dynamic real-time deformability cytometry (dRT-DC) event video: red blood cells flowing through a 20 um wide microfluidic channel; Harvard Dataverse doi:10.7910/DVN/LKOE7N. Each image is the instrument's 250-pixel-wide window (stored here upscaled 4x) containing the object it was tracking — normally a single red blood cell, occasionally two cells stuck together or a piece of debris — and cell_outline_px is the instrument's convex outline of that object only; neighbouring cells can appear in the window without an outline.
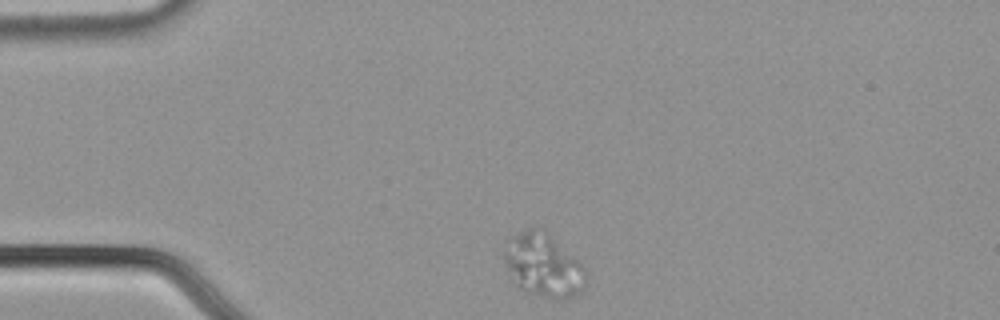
{"species": "common noctule bat (a hibernating species)", "species_latin": "Nyctalus noctula", "temperature_condition": "cold", "stored_images_in_passage": 46, "camera_frame_rate_fps": 3000, "um_per_image_px": 0.085, "animal": {"sex": "male", "body_mass_g": 21.5, "forearm_length_mm": 52.0}, "frame": {"image": 1, "passage_image": 1, "time_ms": 0.0, "image_size_px": [1000, 320], "cell_outline_px": [[588, 280], [584, 292], [560, 300], [524, 292], [516, 284], [504, 264], [504, 252], [508, 236], [528, 228], [544, 228], [588, 272]], "centroid_in_image_um": [46.19, 22.55], "position_along_channel_um": 38.8, "area_um2": 30.58}}
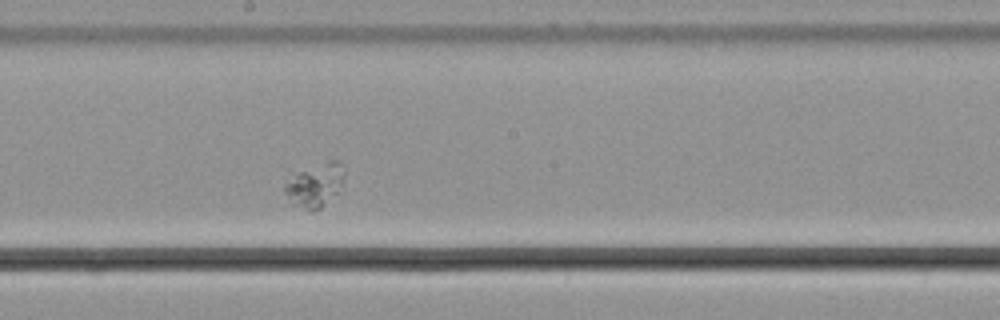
{"frame": {"image": 2, "passage_image": 20, "time_ms": 6.333, "image_size_px": [1000, 320], "cell_outline_px": [[344, 184], [340, 192], [320, 208], [304, 208], [288, 204], [284, 192], [284, 184], [300, 172], [328, 160], [340, 160], [344, 164]], "centroid_in_image_um": [26.84, 15.73], "position_along_channel_um": 221.4, "area_um2": 15.2}}
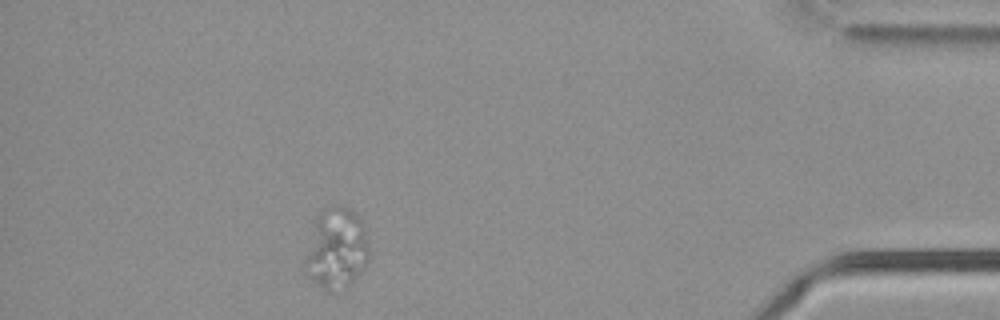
{"frame": {"image": 3, "passage_image": 40, "time_ms": 13.0, "image_size_px": [1000, 320], "cell_outline_px": [[368, 264], [348, 284], [328, 288], [324, 288], [304, 272], [304, 260], [316, 216], [324, 208], [336, 204], [340, 204], [356, 212], [364, 224], [368, 244]], "centroid_in_image_um": [28.6, 21.02], "position_along_channel_um": 406.6, "area_um2": 29.65}}